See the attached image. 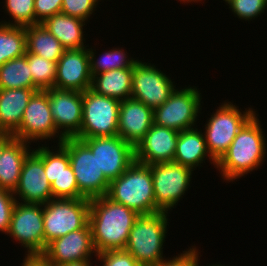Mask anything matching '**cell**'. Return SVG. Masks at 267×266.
I'll list each match as a JSON object with an SVG mask.
<instances>
[{"label":"cell","mask_w":267,"mask_h":266,"mask_svg":"<svg viewBox=\"0 0 267 266\" xmlns=\"http://www.w3.org/2000/svg\"><path fill=\"white\" fill-rule=\"evenodd\" d=\"M5 11L11 16V20L0 23L13 26H29L40 24L35 19L34 0H5ZM11 21V22H10Z\"/></svg>","instance_id":"1f68e13d"},{"label":"cell","mask_w":267,"mask_h":266,"mask_svg":"<svg viewBox=\"0 0 267 266\" xmlns=\"http://www.w3.org/2000/svg\"><path fill=\"white\" fill-rule=\"evenodd\" d=\"M60 144L68 151L79 193L87 199L106 195L110 181L99 169L91 149L77 138H65Z\"/></svg>","instance_id":"52a82bcc"},{"label":"cell","mask_w":267,"mask_h":266,"mask_svg":"<svg viewBox=\"0 0 267 266\" xmlns=\"http://www.w3.org/2000/svg\"><path fill=\"white\" fill-rule=\"evenodd\" d=\"M92 255L96 256L97 253L88 224L83 229L53 239L41 257L51 266H60L79 260H92Z\"/></svg>","instance_id":"9a60e30c"},{"label":"cell","mask_w":267,"mask_h":266,"mask_svg":"<svg viewBox=\"0 0 267 266\" xmlns=\"http://www.w3.org/2000/svg\"><path fill=\"white\" fill-rule=\"evenodd\" d=\"M14 138L12 134L0 132V156L3 148Z\"/></svg>","instance_id":"60d3db41"},{"label":"cell","mask_w":267,"mask_h":266,"mask_svg":"<svg viewBox=\"0 0 267 266\" xmlns=\"http://www.w3.org/2000/svg\"><path fill=\"white\" fill-rule=\"evenodd\" d=\"M90 199L53 198L43 204L44 251L53 239L89 224Z\"/></svg>","instance_id":"8992f818"},{"label":"cell","mask_w":267,"mask_h":266,"mask_svg":"<svg viewBox=\"0 0 267 266\" xmlns=\"http://www.w3.org/2000/svg\"><path fill=\"white\" fill-rule=\"evenodd\" d=\"M16 198L13 192L0 188V231L8 233Z\"/></svg>","instance_id":"8d00e7d4"},{"label":"cell","mask_w":267,"mask_h":266,"mask_svg":"<svg viewBox=\"0 0 267 266\" xmlns=\"http://www.w3.org/2000/svg\"><path fill=\"white\" fill-rule=\"evenodd\" d=\"M210 266H225V265H221L220 263L219 264H212ZM228 266V265H227Z\"/></svg>","instance_id":"ee69618b"},{"label":"cell","mask_w":267,"mask_h":266,"mask_svg":"<svg viewBox=\"0 0 267 266\" xmlns=\"http://www.w3.org/2000/svg\"><path fill=\"white\" fill-rule=\"evenodd\" d=\"M36 89H0V132L14 134Z\"/></svg>","instance_id":"7402d4cb"},{"label":"cell","mask_w":267,"mask_h":266,"mask_svg":"<svg viewBox=\"0 0 267 266\" xmlns=\"http://www.w3.org/2000/svg\"><path fill=\"white\" fill-rule=\"evenodd\" d=\"M152 174L156 213L169 212L184 198L193 170L175 162L149 165Z\"/></svg>","instance_id":"30bf717a"},{"label":"cell","mask_w":267,"mask_h":266,"mask_svg":"<svg viewBox=\"0 0 267 266\" xmlns=\"http://www.w3.org/2000/svg\"><path fill=\"white\" fill-rule=\"evenodd\" d=\"M21 266H51L41 256H31L23 259Z\"/></svg>","instance_id":"ab89813d"},{"label":"cell","mask_w":267,"mask_h":266,"mask_svg":"<svg viewBox=\"0 0 267 266\" xmlns=\"http://www.w3.org/2000/svg\"><path fill=\"white\" fill-rule=\"evenodd\" d=\"M45 91L56 129L64 138H74L82 125L83 93L54 87Z\"/></svg>","instance_id":"2e32d148"},{"label":"cell","mask_w":267,"mask_h":266,"mask_svg":"<svg viewBox=\"0 0 267 266\" xmlns=\"http://www.w3.org/2000/svg\"><path fill=\"white\" fill-rule=\"evenodd\" d=\"M244 109L242 111L237 105L225 100L204 124L203 135L207 149L216 162L227 152L243 125L256 113L251 107Z\"/></svg>","instance_id":"5b68a950"},{"label":"cell","mask_w":267,"mask_h":266,"mask_svg":"<svg viewBox=\"0 0 267 266\" xmlns=\"http://www.w3.org/2000/svg\"><path fill=\"white\" fill-rule=\"evenodd\" d=\"M133 68L110 70L92 76L91 90L119 101L131 98Z\"/></svg>","instance_id":"d4e9b609"},{"label":"cell","mask_w":267,"mask_h":266,"mask_svg":"<svg viewBox=\"0 0 267 266\" xmlns=\"http://www.w3.org/2000/svg\"><path fill=\"white\" fill-rule=\"evenodd\" d=\"M88 54L91 76L115 69L133 68V65L138 61L136 58L129 57L123 48H112L102 55L99 54L100 57L96 58V50L91 47L88 48Z\"/></svg>","instance_id":"f1b7e54d"},{"label":"cell","mask_w":267,"mask_h":266,"mask_svg":"<svg viewBox=\"0 0 267 266\" xmlns=\"http://www.w3.org/2000/svg\"><path fill=\"white\" fill-rule=\"evenodd\" d=\"M106 196L139 215L156 213V201L149 165L134 161L118 178L110 181Z\"/></svg>","instance_id":"3957f363"},{"label":"cell","mask_w":267,"mask_h":266,"mask_svg":"<svg viewBox=\"0 0 267 266\" xmlns=\"http://www.w3.org/2000/svg\"><path fill=\"white\" fill-rule=\"evenodd\" d=\"M209 158L215 167L217 162L211 157L206 141L201 129L192 128L179 132L176 151L173 162L189 167L193 171L202 166L203 162Z\"/></svg>","instance_id":"44dd1931"},{"label":"cell","mask_w":267,"mask_h":266,"mask_svg":"<svg viewBox=\"0 0 267 266\" xmlns=\"http://www.w3.org/2000/svg\"><path fill=\"white\" fill-rule=\"evenodd\" d=\"M60 266H93L91 260H79L71 263L63 264Z\"/></svg>","instance_id":"b9f144b4"},{"label":"cell","mask_w":267,"mask_h":266,"mask_svg":"<svg viewBox=\"0 0 267 266\" xmlns=\"http://www.w3.org/2000/svg\"><path fill=\"white\" fill-rule=\"evenodd\" d=\"M179 88L160 107L153 110L155 125L178 132L195 128L202 110V95L196 86Z\"/></svg>","instance_id":"9c48e42d"},{"label":"cell","mask_w":267,"mask_h":266,"mask_svg":"<svg viewBox=\"0 0 267 266\" xmlns=\"http://www.w3.org/2000/svg\"><path fill=\"white\" fill-rule=\"evenodd\" d=\"M29 142L13 138L0 156V188L14 192L17 188L23 163L33 151Z\"/></svg>","instance_id":"603a6c76"},{"label":"cell","mask_w":267,"mask_h":266,"mask_svg":"<svg viewBox=\"0 0 267 266\" xmlns=\"http://www.w3.org/2000/svg\"><path fill=\"white\" fill-rule=\"evenodd\" d=\"M120 101L96 94L91 89L83 92V112L77 139L113 137L118 135Z\"/></svg>","instance_id":"ba28073f"},{"label":"cell","mask_w":267,"mask_h":266,"mask_svg":"<svg viewBox=\"0 0 267 266\" xmlns=\"http://www.w3.org/2000/svg\"><path fill=\"white\" fill-rule=\"evenodd\" d=\"M62 0H34L35 19L42 23L48 17L61 13Z\"/></svg>","instance_id":"f35d334b"},{"label":"cell","mask_w":267,"mask_h":266,"mask_svg":"<svg viewBox=\"0 0 267 266\" xmlns=\"http://www.w3.org/2000/svg\"><path fill=\"white\" fill-rule=\"evenodd\" d=\"M139 216L106 195L90 199L89 226L96 253L125 250L129 233Z\"/></svg>","instance_id":"6da1fadb"},{"label":"cell","mask_w":267,"mask_h":266,"mask_svg":"<svg viewBox=\"0 0 267 266\" xmlns=\"http://www.w3.org/2000/svg\"><path fill=\"white\" fill-rule=\"evenodd\" d=\"M189 249L183 251L172 258H165L156 266H199L200 252L195 246L188 247Z\"/></svg>","instance_id":"74e56055"},{"label":"cell","mask_w":267,"mask_h":266,"mask_svg":"<svg viewBox=\"0 0 267 266\" xmlns=\"http://www.w3.org/2000/svg\"><path fill=\"white\" fill-rule=\"evenodd\" d=\"M100 1L101 0H62L61 13L80 18L87 22L94 11L97 10L96 8Z\"/></svg>","instance_id":"e575fe53"},{"label":"cell","mask_w":267,"mask_h":266,"mask_svg":"<svg viewBox=\"0 0 267 266\" xmlns=\"http://www.w3.org/2000/svg\"><path fill=\"white\" fill-rule=\"evenodd\" d=\"M91 83L88 48L66 49L57 62L54 88L83 93Z\"/></svg>","instance_id":"ac0fdd59"},{"label":"cell","mask_w":267,"mask_h":266,"mask_svg":"<svg viewBox=\"0 0 267 266\" xmlns=\"http://www.w3.org/2000/svg\"><path fill=\"white\" fill-rule=\"evenodd\" d=\"M179 132L153 124L136 145L135 161L142 164L173 162Z\"/></svg>","instance_id":"d6986e66"},{"label":"cell","mask_w":267,"mask_h":266,"mask_svg":"<svg viewBox=\"0 0 267 266\" xmlns=\"http://www.w3.org/2000/svg\"><path fill=\"white\" fill-rule=\"evenodd\" d=\"M66 48L41 23L26 26V51L57 63Z\"/></svg>","instance_id":"484cf974"},{"label":"cell","mask_w":267,"mask_h":266,"mask_svg":"<svg viewBox=\"0 0 267 266\" xmlns=\"http://www.w3.org/2000/svg\"><path fill=\"white\" fill-rule=\"evenodd\" d=\"M95 257L102 263V266H142L126 250L105 251L103 253H98Z\"/></svg>","instance_id":"d590c367"},{"label":"cell","mask_w":267,"mask_h":266,"mask_svg":"<svg viewBox=\"0 0 267 266\" xmlns=\"http://www.w3.org/2000/svg\"><path fill=\"white\" fill-rule=\"evenodd\" d=\"M34 89V82L27 57L24 55L0 66V89Z\"/></svg>","instance_id":"4316f807"},{"label":"cell","mask_w":267,"mask_h":266,"mask_svg":"<svg viewBox=\"0 0 267 266\" xmlns=\"http://www.w3.org/2000/svg\"><path fill=\"white\" fill-rule=\"evenodd\" d=\"M154 124L153 109L132 98L120 101L118 136L134 148Z\"/></svg>","instance_id":"ffe728a7"},{"label":"cell","mask_w":267,"mask_h":266,"mask_svg":"<svg viewBox=\"0 0 267 266\" xmlns=\"http://www.w3.org/2000/svg\"><path fill=\"white\" fill-rule=\"evenodd\" d=\"M178 1H180V2H184V4L185 3H194V2H196V3H198V2H200L201 0H178Z\"/></svg>","instance_id":"7bdbcfd3"},{"label":"cell","mask_w":267,"mask_h":266,"mask_svg":"<svg viewBox=\"0 0 267 266\" xmlns=\"http://www.w3.org/2000/svg\"><path fill=\"white\" fill-rule=\"evenodd\" d=\"M79 140L91 149L99 169L109 181L118 178L135 161L134 147L118 135Z\"/></svg>","instance_id":"5bb4252c"},{"label":"cell","mask_w":267,"mask_h":266,"mask_svg":"<svg viewBox=\"0 0 267 266\" xmlns=\"http://www.w3.org/2000/svg\"><path fill=\"white\" fill-rule=\"evenodd\" d=\"M26 249L25 256L44 253L43 204L16 201L6 234Z\"/></svg>","instance_id":"8fae6325"},{"label":"cell","mask_w":267,"mask_h":266,"mask_svg":"<svg viewBox=\"0 0 267 266\" xmlns=\"http://www.w3.org/2000/svg\"><path fill=\"white\" fill-rule=\"evenodd\" d=\"M30 72L32 73L34 89L45 91L53 88L56 79L57 63L44 59L26 51Z\"/></svg>","instance_id":"4dcf8cb0"},{"label":"cell","mask_w":267,"mask_h":266,"mask_svg":"<svg viewBox=\"0 0 267 266\" xmlns=\"http://www.w3.org/2000/svg\"><path fill=\"white\" fill-rule=\"evenodd\" d=\"M53 198L80 199L84 198L78 189L74 172L69 165L66 172L61 174L51 184Z\"/></svg>","instance_id":"d6a6232c"},{"label":"cell","mask_w":267,"mask_h":266,"mask_svg":"<svg viewBox=\"0 0 267 266\" xmlns=\"http://www.w3.org/2000/svg\"><path fill=\"white\" fill-rule=\"evenodd\" d=\"M175 82L154 64L138 61L133 65L131 98L147 107H160L176 89Z\"/></svg>","instance_id":"4fadbf2b"},{"label":"cell","mask_w":267,"mask_h":266,"mask_svg":"<svg viewBox=\"0 0 267 266\" xmlns=\"http://www.w3.org/2000/svg\"><path fill=\"white\" fill-rule=\"evenodd\" d=\"M226 5L240 20H255L267 9V0H225Z\"/></svg>","instance_id":"836d02e7"},{"label":"cell","mask_w":267,"mask_h":266,"mask_svg":"<svg viewBox=\"0 0 267 266\" xmlns=\"http://www.w3.org/2000/svg\"><path fill=\"white\" fill-rule=\"evenodd\" d=\"M169 212L140 215L132 227L125 250L142 266H156L165 259L163 244L168 232ZM164 256V257H163Z\"/></svg>","instance_id":"277c9868"},{"label":"cell","mask_w":267,"mask_h":266,"mask_svg":"<svg viewBox=\"0 0 267 266\" xmlns=\"http://www.w3.org/2000/svg\"><path fill=\"white\" fill-rule=\"evenodd\" d=\"M255 113L239 130L227 152L217 162L222 179L233 182L245 177L253 170H258L267 154L265 133Z\"/></svg>","instance_id":"7a4b0ae2"},{"label":"cell","mask_w":267,"mask_h":266,"mask_svg":"<svg viewBox=\"0 0 267 266\" xmlns=\"http://www.w3.org/2000/svg\"><path fill=\"white\" fill-rule=\"evenodd\" d=\"M13 136L29 143H39V140H45L47 143L46 140L58 138L60 144L65 139L56 129L46 91H37L32 96L23 113L19 129Z\"/></svg>","instance_id":"7c38bea8"},{"label":"cell","mask_w":267,"mask_h":266,"mask_svg":"<svg viewBox=\"0 0 267 266\" xmlns=\"http://www.w3.org/2000/svg\"><path fill=\"white\" fill-rule=\"evenodd\" d=\"M37 145L33 151L42 159L46 178L52 184L70 165L68 151L61 144H57V148L51 150L47 144Z\"/></svg>","instance_id":"f546056e"},{"label":"cell","mask_w":267,"mask_h":266,"mask_svg":"<svg viewBox=\"0 0 267 266\" xmlns=\"http://www.w3.org/2000/svg\"><path fill=\"white\" fill-rule=\"evenodd\" d=\"M26 53V27L0 23V66Z\"/></svg>","instance_id":"83f0119b"},{"label":"cell","mask_w":267,"mask_h":266,"mask_svg":"<svg viewBox=\"0 0 267 266\" xmlns=\"http://www.w3.org/2000/svg\"><path fill=\"white\" fill-rule=\"evenodd\" d=\"M16 201L46 204L53 199L51 183L47 180L42 159L32 151L25 159L17 188Z\"/></svg>","instance_id":"e0dca14e"},{"label":"cell","mask_w":267,"mask_h":266,"mask_svg":"<svg viewBox=\"0 0 267 266\" xmlns=\"http://www.w3.org/2000/svg\"><path fill=\"white\" fill-rule=\"evenodd\" d=\"M52 35H54L66 49L86 48L84 31L86 23L84 20L57 13L48 17L41 23Z\"/></svg>","instance_id":"cb8c5ba5"}]
</instances>
